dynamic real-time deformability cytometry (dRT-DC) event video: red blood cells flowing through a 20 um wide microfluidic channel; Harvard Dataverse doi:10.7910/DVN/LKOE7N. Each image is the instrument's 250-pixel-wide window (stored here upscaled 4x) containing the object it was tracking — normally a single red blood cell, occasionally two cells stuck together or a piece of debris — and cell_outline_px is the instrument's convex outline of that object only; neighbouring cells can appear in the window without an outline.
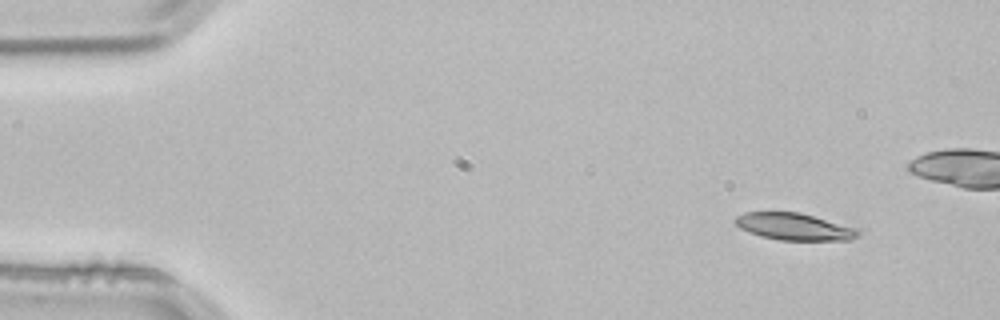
{"species": "common noctule bat (a hibernating species)", "species_latin": "Nyctalus noctula", "temperature_condition": "room temperature", "stored_images_in_passage": 3, "camera_frame_rate_fps": 3000, "um_per_image_px": 0.085, "animal": {"sex": "male", "body_mass_g": 21.5, "forearm_length_mm": 52.0}, "frame": {"image": 1, "passage_image": 1, "time_ms": 0.0, "image_size_px": [1000, 320], "cell_outline_px": [[860, 236], [852, 240], [780, 240], [760, 236], [740, 228], [732, 220], [736, 216], [744, 212], [800, 212], [860, 228]], "centroid_in_image_um": [67.56, 19.26], "position_along_channel_um": 17.4, "area_um2": 19.65}}